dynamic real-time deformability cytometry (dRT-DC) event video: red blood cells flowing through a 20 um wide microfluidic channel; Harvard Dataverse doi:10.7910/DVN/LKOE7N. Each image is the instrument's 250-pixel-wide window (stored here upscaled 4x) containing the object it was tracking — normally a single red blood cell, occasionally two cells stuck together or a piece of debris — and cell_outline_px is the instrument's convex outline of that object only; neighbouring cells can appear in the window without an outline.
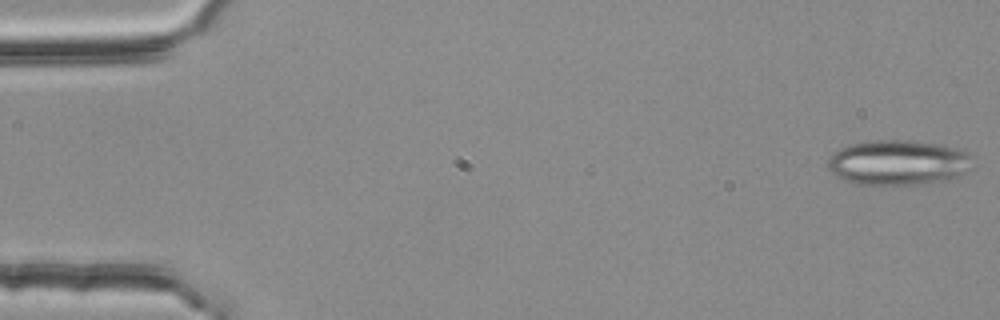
{"species": "common noctule bat (a hibernating species)", "species_latin": "Nyctalus noctula", "temperature_condition": "room temperature", "stored_images_in_passage": 54, "segment_of_instrument_passage": [1, 2], "camera_frame_rate_fps": 3000, "um_per_image_px": 0.085, "animal": {"sex": "female", "body_mass_g": 25.1}, "frame": {"image": 1, "passage_image": 1, "time_ms": 0.0, "image_size_px": [1000, 320], "cell_outline_px": [[976, 168], [956, 176], [940, 180], [916, 184], [860, 184], [844, 180], [836, 176], [828, 168], [828, 156], [840, 148], [848, 144], [872, 140], [908, 140], [956, 148], [964, 152], [968, 156]], "centroid_in_image_um": [76.29, 13.81], "position_along_channel_um": 8.7, "area_um2": 37.63}}